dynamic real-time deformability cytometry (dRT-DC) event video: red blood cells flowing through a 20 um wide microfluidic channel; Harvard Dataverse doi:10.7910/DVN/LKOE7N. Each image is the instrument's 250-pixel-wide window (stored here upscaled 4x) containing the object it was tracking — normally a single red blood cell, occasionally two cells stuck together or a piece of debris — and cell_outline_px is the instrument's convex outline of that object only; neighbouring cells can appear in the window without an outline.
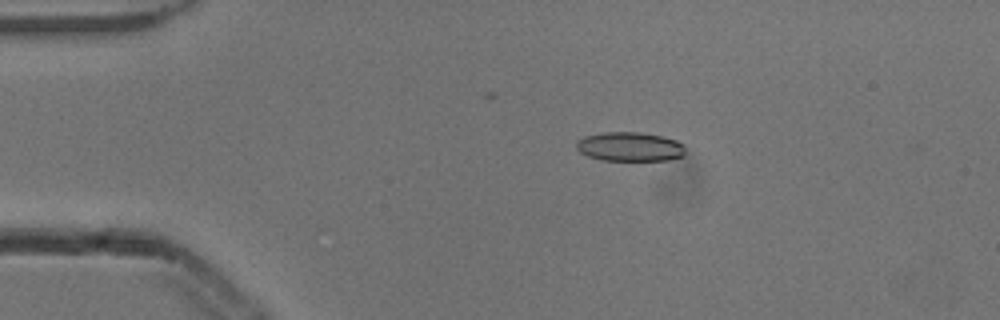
{"species": "common noctule bat (a hibernating species)", "species_latin": "Nyctalus noctula", "temperature_condition": "cold", "stored_images_in_passage": 26, "camera_frame_rate_fps": 3000, "um_per_image_px": 0.085, "animal": {"sex": "male", "body_mass_g": 13.3}, "frame": {"image": 1, "passage_image": 10, "time_ms": 3.0, "image_size_px": [1000, 320], "cell_outline_px": [[684, 156], [668, 160], [604, 160], [588, 156], [580, 152], [576, 148], [576, 140], [584, 136], [604, 132], [640, 132], [664, 136], [676, 140], [684, 144]], "centroid_in_image_um": [53.54, 12.46], "position_along_channel_um": 31.5, "area_um2": 18.67}}
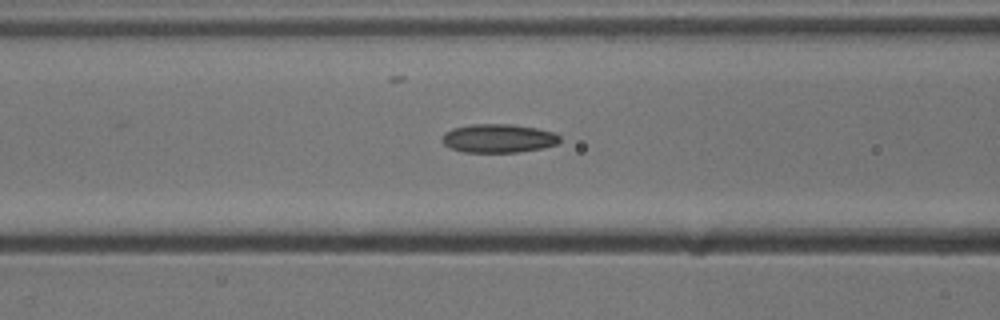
{"frame": {"image": 2, "passage_image": 21, "time_ms": 6.667, "image_size_px": [1000, 320], "cell_outline_px": [[560, 140], [556, 144], [544, 148], [516, 152], [464, 152], [452, 148], [444, 144], [440, 140], [444, 132], [452, 128], [472, 124], [508, 124], [536, 128], [556, 132], [560, 136]], "centroid_in_image_um": [42.36, 11.75], "position_along_channel_um": 124.2, "area_um2": 19.71}}
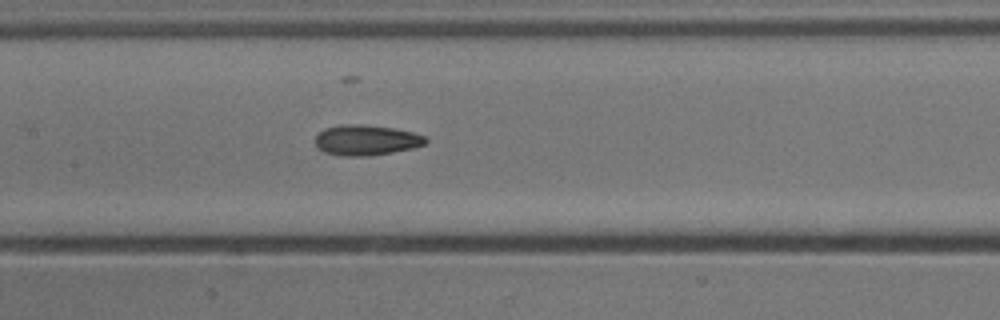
{"frame": {"image": 3, "passage_image": 25, "time_ms": 8.0, "image_size_px": [1000, 320], "cell_outline_px": [[428, 140], [424, 144], [412, 148], [392, 152], [368, 156], [340, 156], [324, 152], [316, 148], [316, 136], [324, 128], [340, 124], [364, 124], [392, 128], [412, 132], [424, 136]], "centroid_in_image_um": [31.08, 11.91], "position_along_channel_um": 176.3, "area_um2": 19.59}}